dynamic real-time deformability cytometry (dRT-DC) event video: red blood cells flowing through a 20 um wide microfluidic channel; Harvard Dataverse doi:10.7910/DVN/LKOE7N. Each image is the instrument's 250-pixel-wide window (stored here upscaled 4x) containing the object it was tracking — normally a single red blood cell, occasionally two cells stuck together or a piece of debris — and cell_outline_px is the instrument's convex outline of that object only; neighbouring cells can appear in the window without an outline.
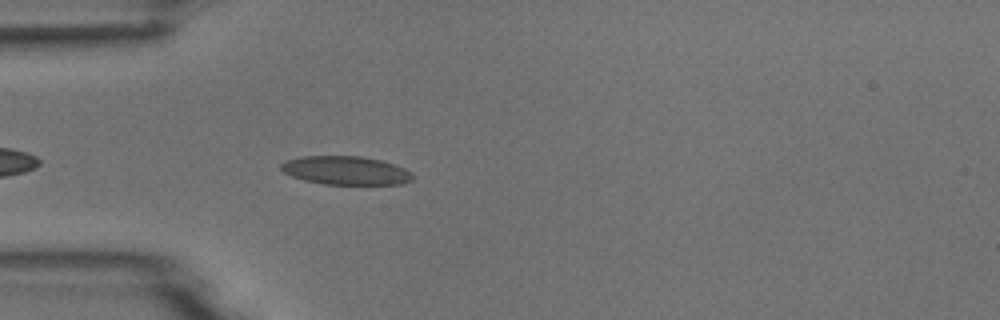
{"species": "common noctule bat (a hibernating species)", "species_latin": "Nyctalus noctula", "temperature_condition": "room temperature", "stored_images_in_passage": 5, "camera_frame_rate_fps": 3000, "um_per_image_px": 0.085, "animal": {"sex": "male", "body_mass_g": 18.8}, "frame": {"image": 1, "passage_image": 5, "time_ms": 4.667, "image_size_px": [1000, 320], "cell_outline_px": [[416, 176], [412, 180], [404, 184], [324, 184], [304, 180], [292, 176], [284, 172], [280, 168], [280, 164], [284, 160], [300, 156], [360, 156], [380, 160], [404, 168], [412, 172]], "centroid_in_image_um": [29.39, 14.49], "position_along_channel_um": 55.6, "area_um2": 22.02}}